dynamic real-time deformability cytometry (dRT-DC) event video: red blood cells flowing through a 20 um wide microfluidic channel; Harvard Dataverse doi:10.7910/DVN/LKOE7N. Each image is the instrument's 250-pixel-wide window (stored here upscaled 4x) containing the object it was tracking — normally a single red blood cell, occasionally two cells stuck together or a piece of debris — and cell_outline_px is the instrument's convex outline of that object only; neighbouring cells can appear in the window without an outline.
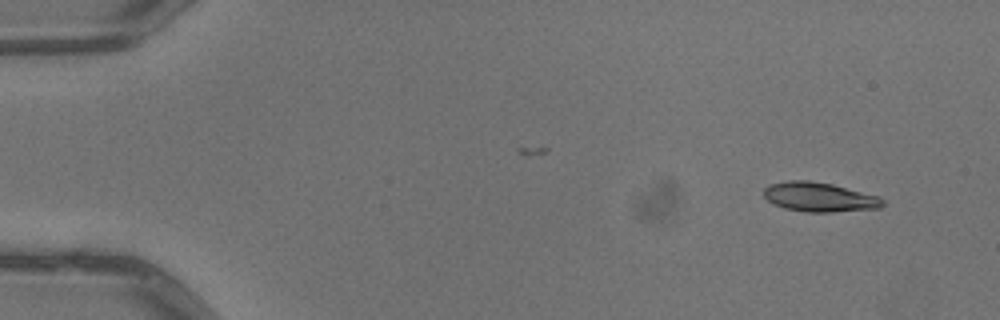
{"species": "common noctule bat (a hibernating species)", "species_latin": "Nyctalus noctula", "temperature_condition": "warm", "stored_images_in_passage": 5, "camera_frame_rate_fps": 3000, "um_per_image_px": 0.085, "animal": {"sex": "male", "body_mass_g": 13.3}, "frame": {"image": 1, "passage_image": 1, "time_ms": 0.0, "image_size_px": [1000, 320], "cell_outline_px": [[884, 204], [880, 208], [832, 212], [808, 212], [784, 208], [772, 204], [764, 196], [764, 188], [768, 184], [788, 180], [808, 180], [832, 184], [880, 196], [884, 200]], "centroid_in_image_um": [69.64, 16.74], "position_along_channel_um": 15.4, "area_um2": 20.52}}
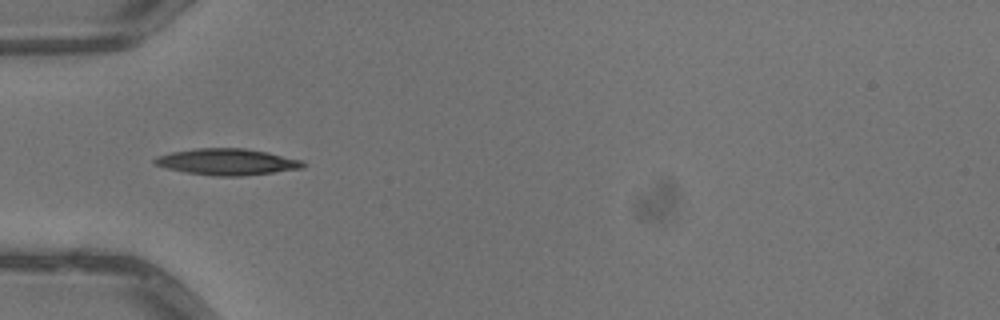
{"frame": {"image": 2, "passage_image": 4, "time_ms": 1.0, "image_size_px": [1000, 320], "cell_outline_px": [[304, 168], [240, 176], [216, 176], [188, 172], [168, 168], [156, 164], [152, 160], [160, 156], [172, 152], [196, 148], [244, 148], [268, 152], [300, 160], [304, 164]], "centroid_in_image_um": [19.32, 13.75], "position_along_channel_um": 65.7, "area_um2": 22.31}}
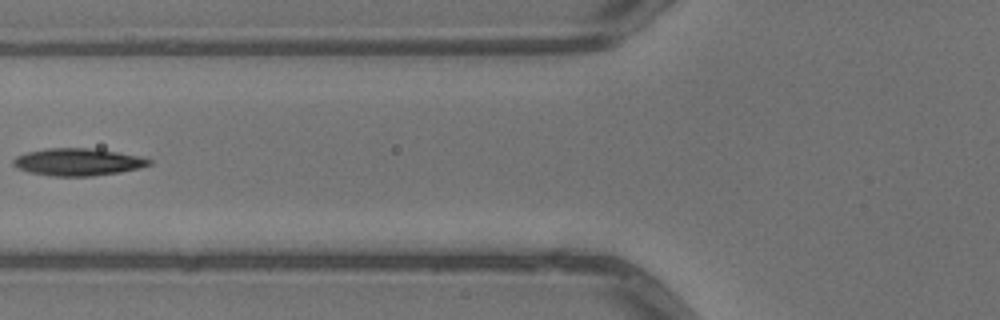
{"frame": {"image": 3, "passage_image": 5, "time_ms": 1.333, "image_size_px": [1000, 320], "cell_outline_px": [[152, 164], [120, 172], [92, 176], [52, 176], [28, 172], [16, 168], [12, 164], [12, 160], [16, 156], [28, 152], [48, 148], [88, 148], [116, 152], [140, 156], [152, 160]], "centroid_in_image_um": [6.58, 13.77], "position_along_channel_um": 119.2, "area_um2": 21.5}}